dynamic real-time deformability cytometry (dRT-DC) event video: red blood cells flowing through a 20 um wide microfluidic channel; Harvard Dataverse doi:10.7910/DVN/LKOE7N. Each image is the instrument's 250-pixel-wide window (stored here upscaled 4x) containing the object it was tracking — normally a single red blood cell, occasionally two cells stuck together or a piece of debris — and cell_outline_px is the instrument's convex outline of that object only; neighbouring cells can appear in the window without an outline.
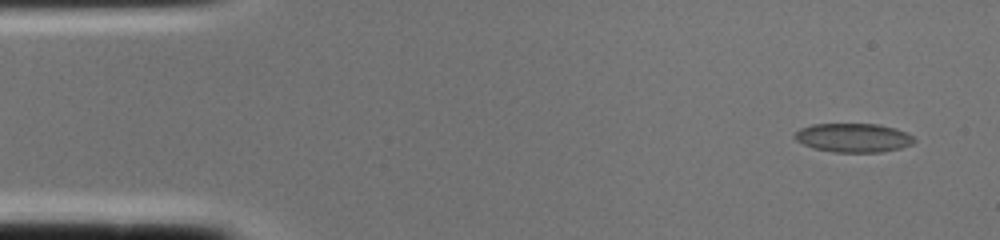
{"species": "common noctule bat (a hibernating species)", "species_latin": "Nyctalus noctula", "temperature_condition": "cold", "stored_images_in_passage": 2, "camera_frame_rate_fps": 3000, "um_per_image_px": 0.085, "animal": {"sex": "female", "body_mass_g": 22.0, "forearm_length_mm": 56.7}, "frame": {"image": 1, "passage_image": 1, "time_ms": 0.0, "image_size_px": [1000, 240], "cell_outline_px": [[916, 140], [912, 144], [900, 148], [880, 152], [832, 152], [812, 148], [796, 140], [792, 136], [800, 128], [812, 124], [880, 124], [896, 128], [912, 136]], "centroid_in_image_um": [72.51, 11.7], "position_along_channel_um": 12.5, "area_um2": 20.17}}
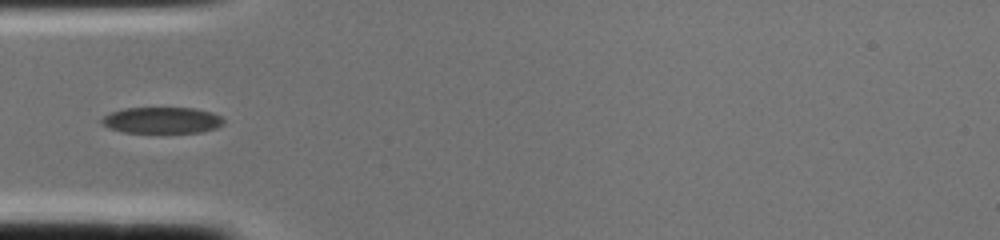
{"frame": {"image": 2, "passage_image": 2, "time_ms": 0.333, "image_size_px": [1000, 240], "cell_outline_px": [[224, 124], [216, 128], [200, 132], [124, 132], [108, 128], [100, 124], [100, 120], [104, 116], [112, 112], [124, 108], [196, 108], [212, 112], [220, 116], [224, 120]], "centroid_in_image_um": [13.76, 10.22], "position_along_channel_um": 71.2, "area_um2": 18.67}}